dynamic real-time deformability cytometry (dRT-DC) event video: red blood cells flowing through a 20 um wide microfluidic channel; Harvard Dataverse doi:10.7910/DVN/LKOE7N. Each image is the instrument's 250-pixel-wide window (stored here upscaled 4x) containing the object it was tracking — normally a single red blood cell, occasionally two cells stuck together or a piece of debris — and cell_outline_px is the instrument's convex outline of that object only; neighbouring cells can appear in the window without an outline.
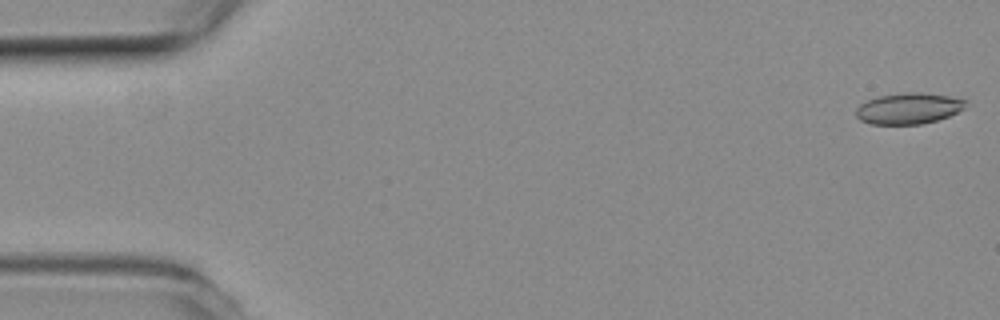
{"species": "common noctule bat (a hibernating species)", "species_latin": "Nyctalus noctula", "temperature_condition": "room temperature", "stored_images_in_passage": 3, "camera_frame_rate_fps": 3000, "um_per_image_px": 0.085, "animal": {"sex": "female", "body_mass_g": 19.3, "forearm_length_mm": 54.1}, "frame": {"image": 1, "passage_image": 1, "time_ms": 0.0, "image_size_px": [1000, 320], "cell_outline_px": [[968, 100], [964, 108], [948, 116], [936, 120], [920, 124], [872, 124], [860, 120], [856, 116], [856, 108], [860, 104], [868, 100], [880, 96], [912, 92], [924, 92], [948, 96]], "centroid_in_image_um": [77.23, 9.21], "position_along_channel_um": 7.8, "area_um2": 19.65}}